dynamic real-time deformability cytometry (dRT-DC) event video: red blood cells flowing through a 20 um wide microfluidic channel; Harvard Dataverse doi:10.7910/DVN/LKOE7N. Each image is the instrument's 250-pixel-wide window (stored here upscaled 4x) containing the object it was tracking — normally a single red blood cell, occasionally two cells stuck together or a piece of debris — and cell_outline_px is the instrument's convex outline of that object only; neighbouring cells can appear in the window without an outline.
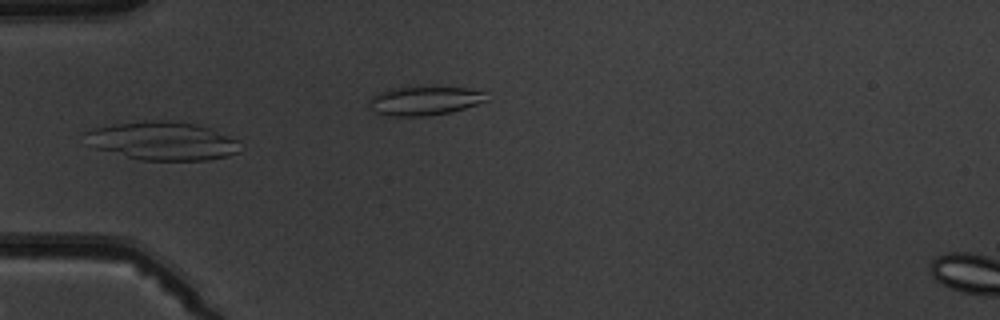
{"species": "common noctule bat (a hibernating species)", "species_latin": "Nyctalus noctula", "temperature_condition": "warm", "stored_images_in_passage": 7, "camera_frame_rate_fps": 3000, "um_per_image_px": 0.085, "animal": {"sex": "male", "body_mass_g": 19.5, "forearm_length_mm": 54.6}, "frame": {"image": 1, "passage_image": 5, "time_ms": 5.0, "image_size_px": [1000, 320], "cell_outline_px": [[240, 152], [228, 156], [208, 160], [140, 160], [96, 148], [84, 144], [84, 132], [92, 128], [112, 124], [144, 120], [172, 120], [196, 124], [208, 128], [236, 140]], "centroid_in_image_um": [13.73, 11.97], "position_along_channel_um": 71.3, "area_um2": 34.8}}